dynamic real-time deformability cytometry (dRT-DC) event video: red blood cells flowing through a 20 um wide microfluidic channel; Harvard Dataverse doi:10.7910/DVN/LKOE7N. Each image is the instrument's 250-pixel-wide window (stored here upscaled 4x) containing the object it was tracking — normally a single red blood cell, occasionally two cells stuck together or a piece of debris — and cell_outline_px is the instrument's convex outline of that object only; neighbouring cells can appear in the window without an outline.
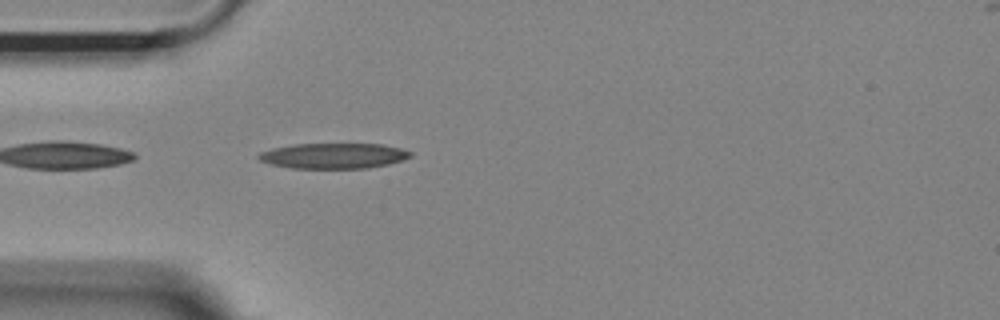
{"species": "Egyptian fruit bat (a non-hibernating species)", "species_latin": "Rousettus aegyptiacus", "temperature_condition": "room temperature", "stored_images_in_passage": 41, "camera_frame_rate_fps": 3000, "um_per_image_px": 0.085, "animal": {"sex": "female"}, "frame": {"image": 1, "passage_image": 2, "time_ms": 0.333, "image_size_px": [1000, 320], "cell_outline_px": [[412, 156], [404, 160], [388, 164], [368, 168], [292, 168], [272, 164], [260, 160], [256, 156], [260, 152], [272, 148], [292, 144], [384, 144], [400, 148], [412, 152]], "centroid_in_image_um": [28.37, 13.24], "position_along_channel_um": 56.6, "area_um2": 22.54}}
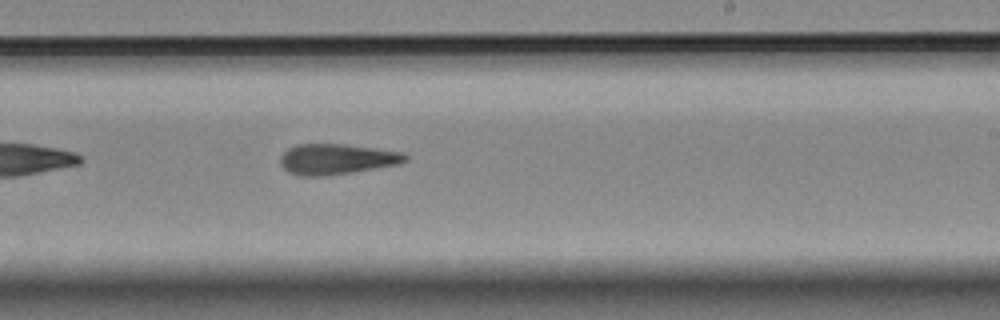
{"frame": {"image": 2, "passage_image": 19, "time_ms": 6.0, "image_size_px": [1000, 320], "cell_outline_px": [[408, 160], [400, 164], [352, 172], [324, 176], [300, 176], [288, 172], [280, 164], [280, 156], [288, 148], [296, 144], [344, 144], [404, 152], [408, 156]], "centroid_in_image_um": [28.62, 13.52], "position_along_channel_um": 260.4, "area_um2": 22.37}}
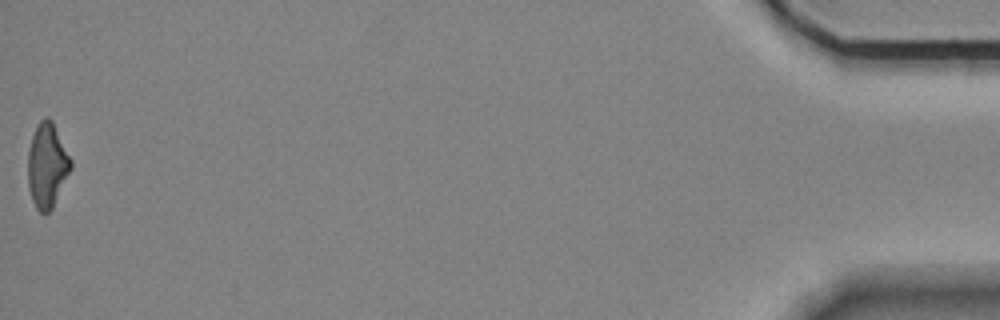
{"frame": {"image": 3, "passage_image": 41, "time_ms": 13.333, "image_size_px": [1000, 320], "cell_outline_px": [[72, 168], [52, 208], [48, 212], [40, 212], [36, 208], [32, 200], [28, 188], [28, 152], [32, 136], [36, 124], [44, 116], [48, 116], [52, 120], [72, 160]], "centroid_in_image_um": [4.0, 14.02], "position_along_channel_um": 431.2, "area_um2": 21.21}, "authors_computed_cell_mechanics": {"area_um2": 21.7328, "velocity_mm_per_s": 3.6538, "shape_relaxation_time_tau1_ms": 6.6745, "shape_relaxation_time_tau2_ms": 5.5262, "deformation_change_tau1": 0.2037, "deformation_change_tau2": 0.1851}}